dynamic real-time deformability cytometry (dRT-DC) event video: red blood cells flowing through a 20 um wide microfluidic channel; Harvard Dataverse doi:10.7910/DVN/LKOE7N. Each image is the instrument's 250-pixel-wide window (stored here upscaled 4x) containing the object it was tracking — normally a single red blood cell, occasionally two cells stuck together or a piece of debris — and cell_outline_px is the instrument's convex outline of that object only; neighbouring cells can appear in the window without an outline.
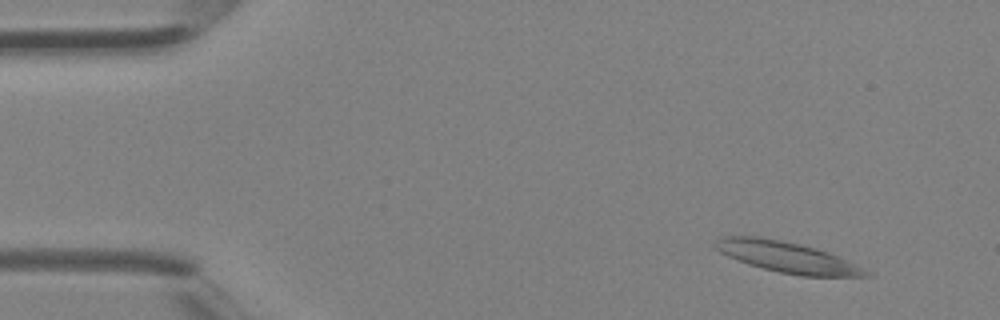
{"species": "Egyptian fruit bat (a non-hibernating species)", "species_latin": "Rousettus aegyptiacus", "temperature_condition": "room temperature", "stored_images_in_passage": 40, "camera_frame_rate_fps": 3000, "um_per_image_px": 0.085, "animal": {"sex": "female"}, "frame": {"image": 1, "passage_image": 4, "time_ms": 1.0, "image_size_px": [1000, 320], "cell_outline_px": [[876, 276], [800, 276], [780, 272], [748, 264], [728, 256], [720, 252], [712, 244], [716, 240], [724, 236], [760, 236], [800, 244], [816, 248], [828, 252], [848, 260]], "centroid_in_image_um": [66.9, 21.85], "position_along_channel_um": 18.1, "area_um2": 26.88}}
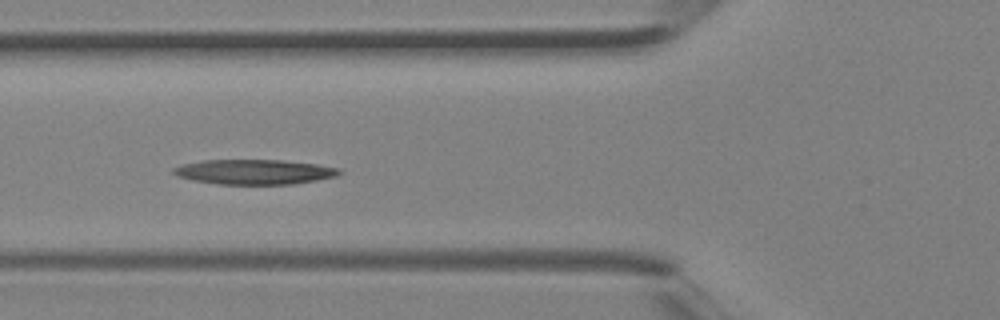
{"frame": {"image": 2, "passage_image": 15, "time_ms": 4.667, "image_size_px": [1000, 320], "cell_outline_px": [[344, 172], [336, 176], [316, 180], [292, 184], [220, 184], [192, 180], [176, 176], [172, 172], [172, 168], [180, 164], [204, 160], [284, 160], [316, 164], [340, 168]], "centroid_in_image_um": [21.6, 14.6], "position_along_channel_um": 104.2, "area_um2": 24.16}}
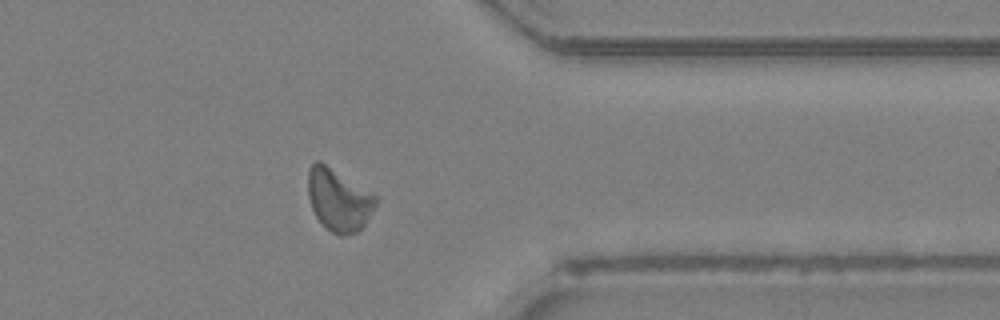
{"frame": {"image": 3, "passage_image": 32, "time_ms": 10.333, "image_size_px": [1000, 320], "cell_outline_px": [[380, 200], [364, 224], [356, 232], [344, 236], [340, 236], [332, 232], [320, 224], [312, 208], [308, 196], [308, 168], [316, 160], [320, 160], [380, 196]], "centroid_in_image_um": [28.81, 16.97], "position_along_channel_um": 382.6, "area_um2": 25.14}}